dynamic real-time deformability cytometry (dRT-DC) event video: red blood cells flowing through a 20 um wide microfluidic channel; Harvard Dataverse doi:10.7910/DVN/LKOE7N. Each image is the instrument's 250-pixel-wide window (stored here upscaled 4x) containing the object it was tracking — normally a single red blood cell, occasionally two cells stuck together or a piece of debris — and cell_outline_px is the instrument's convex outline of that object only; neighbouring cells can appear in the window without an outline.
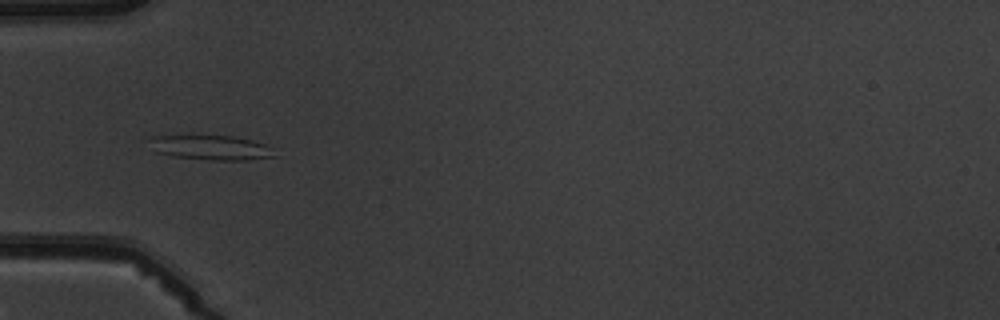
{"species": "common noctule bat (a hibernating species)", "species_latin": "Nyctalus noctula", "temperature_condition": "warm", "stored_images_in_passage": 5, "camera_frame_rate_fps": 3000, "um_per_image_px": 0.085, "animal": {"sex": "male", "body_mass_g": 19.5, "forearm_length_mm": 54.6}, "frame": {"image": 1, "passage_image": 2, "time_ms": 1.333, "image_size_px": [1000, 320], "cell_outline_px": [[276, 156], [248, 160], [212, 160], [172, 156], [156, 152], [152, 140], [152, 136], [192, 132], [232, 136], [252, 140], [264, 144], [272, 148]], "centroid_in_image_um": [17.91, 12.49], "position_along_channel_um": 67.1, "area_um2": 18.73}}
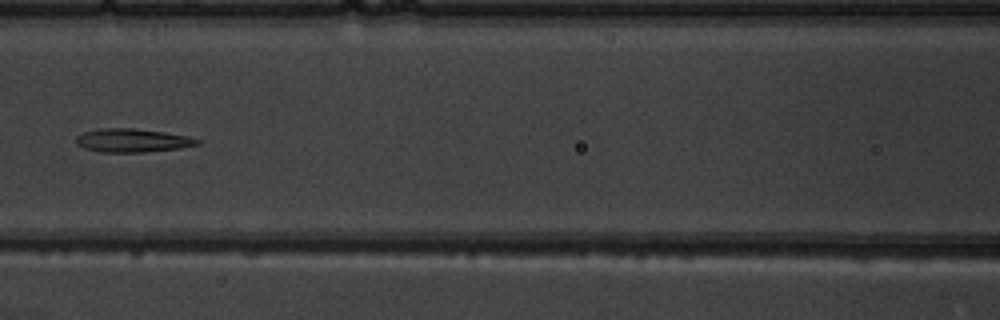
{"frame": {"image": 2, "passage_image": 4, "time_ms": 3.667, "image_size_px": [1000, 320], "cell_outline_px": [[200, 144], [180, 148], [144, 152], [100, 152], [84, 148], [76, 144], [76, 136], [84, 132], [100, 128], [132, 128], [164, 132], [188, 136], [200, 140]], "centroid_in_image_um": [11.24, 11.94], "position_along_channel_um": 155.4, "area_um2": 16.59}}
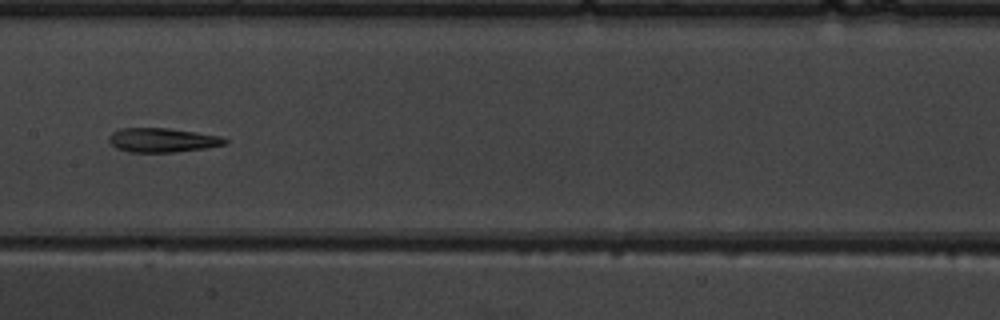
{"frame": {"image": 3, "passage_image": 5, "time_ms": 4.667, "image_size_px": [1000, 320], "cell_outline_px": [[228, 144], [208, 148], [172, 152], [128, 152], [116, 148], [108, 140], [108, 136], [112, 132], [120, 128], [168, 128], [196, 132], [220, 136], [228, 140]], "centroid_in_image_um": [13.81, 11.91], "position_along_channel_um": 193.6, "area_um2": 16.47}}